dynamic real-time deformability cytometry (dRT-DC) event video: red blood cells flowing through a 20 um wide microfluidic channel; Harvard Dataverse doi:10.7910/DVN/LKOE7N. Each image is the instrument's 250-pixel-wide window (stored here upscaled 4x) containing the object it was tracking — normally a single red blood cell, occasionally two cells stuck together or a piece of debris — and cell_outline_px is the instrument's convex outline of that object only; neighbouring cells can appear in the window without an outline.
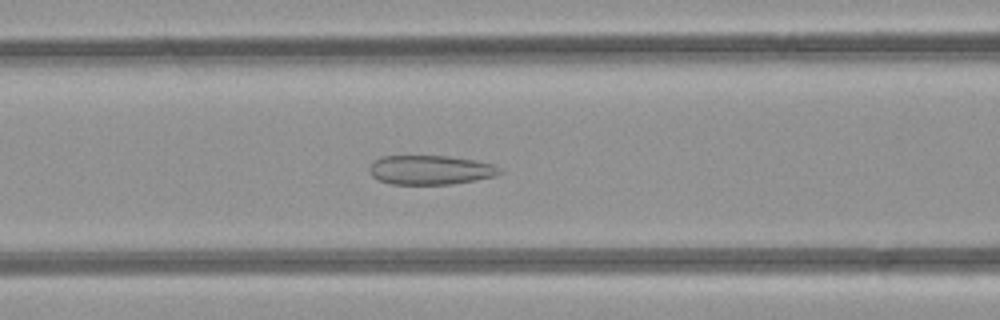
{"species": "common noctule bat (a hibernating species)", "species_latin": "Nyctalus noctula", "temperature_condition": "room temperature", "stored_images_in_passage": 44, "camera_frame_rate_fps": 3000, "um_per_image_px": 0.085, "animal": {"sex": "female", "body_mass_g": 21.9}, "frame": {"image": 1, "passage_image": 20, "time_ms": 6.333, "image_size_px": [1000, 320], "cell_outline_px": [[504, 172], [496, 176], [476, 180], [452, 184], [392, 184], [380, 180], [372, 176], [368, 172], [368, 168], [380, 156], [448, 156], [472, 160], [492, 164], [500, 168]], "centroid_in_image_um": [36.59, 14.45], "position_along_channel_um": 130.0, "area_um2": 22.2}}
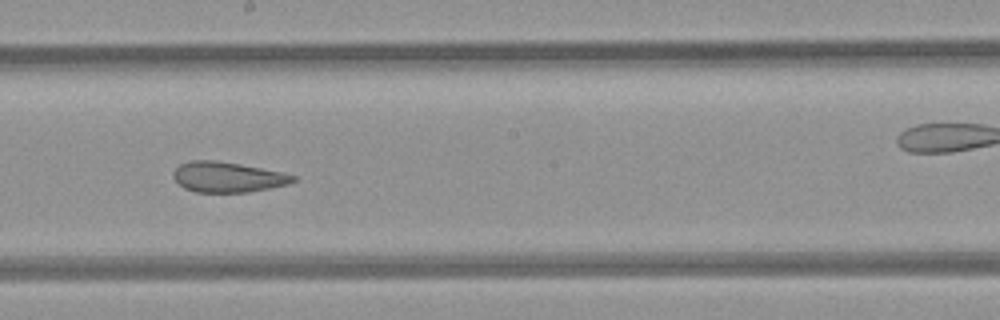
{"frame": {"image": 2, "passage_image": 27, "time_ms": 8.667, "image_size_px": [1000, 320], "cell_outline_px": [[296, 180], [288, 184], [248, 192], [196, 192], [184, 188], [172, 176], [172, 172], [180, 164], [188, 160], [216, 160], [240, 164], [284, 172], [296, 176]], "centroid_in_image_um": [19.34, 15.04], "position_along_channel_um": 228.9, "area_um2": 21.21}}
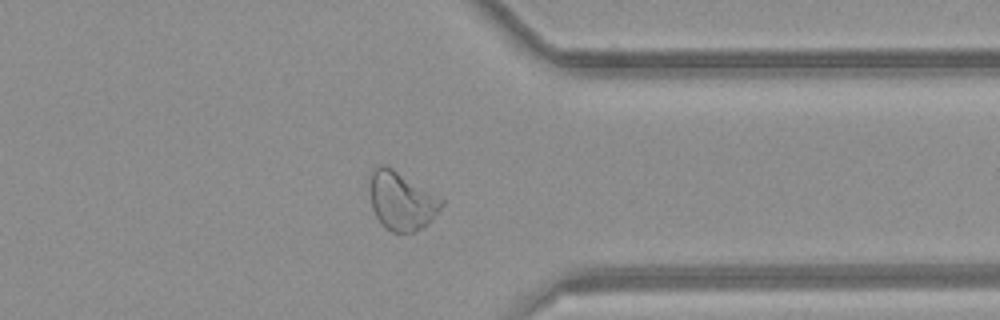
{"frame": {"image": 3, "passage_image": 38, "time_ms": 12.333, "image_size_px": [1000, 320], "cell_outline_px": [[444, 204], [428, 224], [416, 232], [392, 232], [384, 228], [376, 216], [372, 208], [368, 188], [368, 176], [372, 168], [376, 164], [384, 164], [392, 168], [444, 200]], "centroid_in_image_um": [34.06, 17.06], "position_along_channel_um": 377.3, "area_um2": 24.74}}